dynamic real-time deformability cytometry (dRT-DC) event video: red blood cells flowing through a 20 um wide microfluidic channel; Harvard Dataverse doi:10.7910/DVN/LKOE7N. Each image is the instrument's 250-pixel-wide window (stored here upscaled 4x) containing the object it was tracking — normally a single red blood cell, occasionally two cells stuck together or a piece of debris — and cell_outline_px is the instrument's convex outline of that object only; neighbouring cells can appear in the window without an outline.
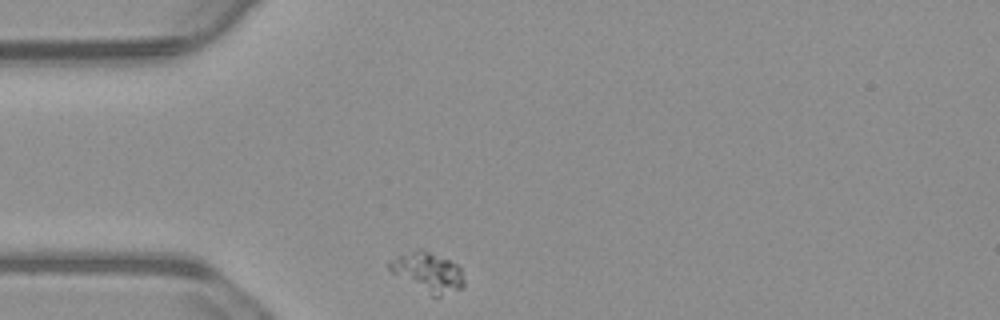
{"species": "common noctule bat (a hibernating species)", "species_latin": "Nyctalus noctula", "temperature_condition": "warm", "stored_images_in_passage": 33, "camera_frame_rate_fps": 3000, "um_per_image_px": 0.085, "animal": {"sex": "male", "body_mass_g": 23.1, "forearm_length_mm": 52.7}, "frame": {"image": 1, "passage_image": 1, "time_ms": 0.0, "image_size_px": [1000, 320], "cell_outline_px": [[464, 284], [460, 288], [440, 296], [432, 296], [392, 272], [388, 268], [388, 260], [396, 256], [420, 248], [448, 260], [456, 264], [460, 268], [464, 280]], "centroid_in_image_um": [36.35, 23.11], "position_along_channel_um": 48.7, "area_um2": 16.7}}
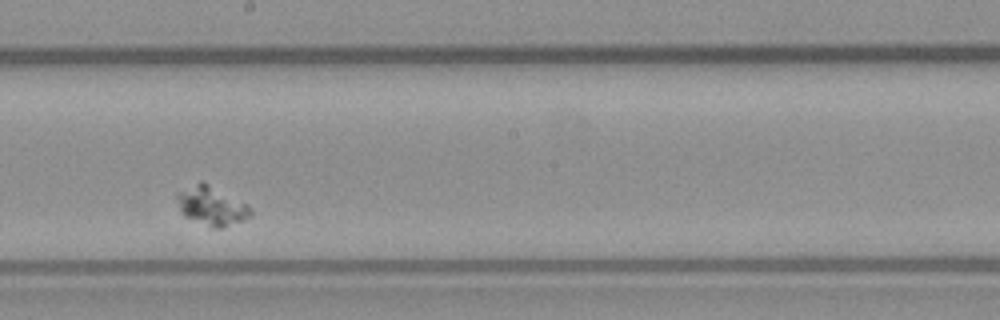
{"frame": {"image": 2, "passage_image": 19, "time_ms": 6.0, "image_size_px": [1000, 320], "cell_outline_px": [[252, 216], [224, 228], [208, 228], [184, 216], [180, 208], [176, 196], [176, 192], [200, 180], [204, 180], [248, 204], [252, 208]], "centroid_in_image_um": [18.0, 17.49], "position_along_channel_um": 230.2, "area_um2": 17.28}}
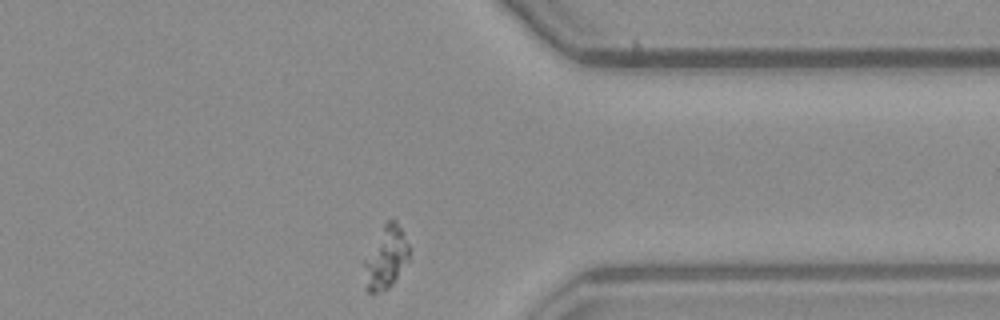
{"frame": {"image": 3, "passage_image": 33, "time_ms": 10.667, "image_size_px": [1000, 320], "cell_outline_px": [[408, 260], [392, 284], [388, 288], [376, 292], [368, 292], [364, 288], [364, 260], [384, 224], [388, 220], [396, 220], [408, 244]], "centroid_in_image_um": [32.77, 21.93], "position_along_channel_um": 378.6, "area_um2": 15.9}}